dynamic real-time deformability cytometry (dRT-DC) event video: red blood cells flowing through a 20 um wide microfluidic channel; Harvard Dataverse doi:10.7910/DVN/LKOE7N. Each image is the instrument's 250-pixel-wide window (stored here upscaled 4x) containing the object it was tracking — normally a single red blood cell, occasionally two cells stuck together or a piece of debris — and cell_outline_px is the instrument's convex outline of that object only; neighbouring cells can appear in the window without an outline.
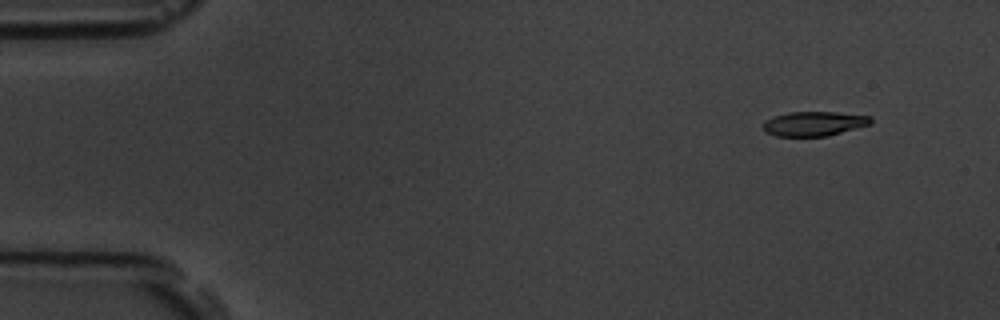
{"species": "common noctule bat (a hibernating species)", "species_latin": "Nyctalus noctula", "temperature_condition": "room temperature", "stored_images_in_passage": 9, "camera_frame_rate_fps": 3000, "um_per_image_px": 0.085, "animal": {"sex": "male", "body_mass_g": 19.5, "forearm_length_mm": 54.6}, "frame": {"image": 1, "passage_image": 1, "time_ms": 0.0, "image_size_px": [1000, 320], "cell_outline_px": [[872, 124], [828, 136], [776, 136], [764, 132], [764, 120], [788, 112], [836, 112], [872, 116]], "centroid_in_image_um": [69.22, 10.51], "position_along_channel_um": 15.8, "area_um2": 15.43}}
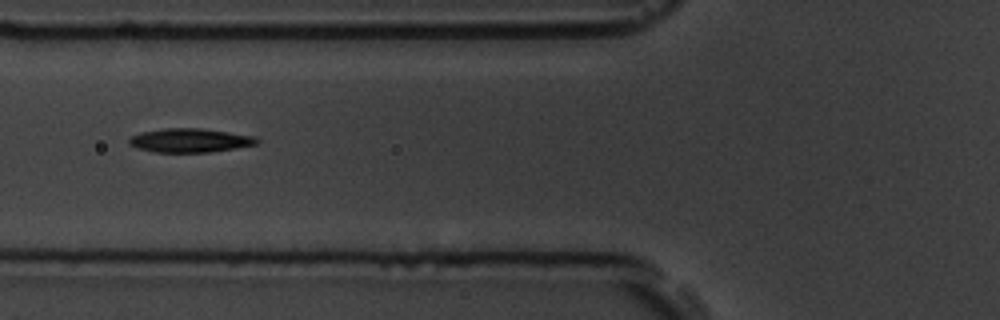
{"frame": {"image": 2, "passage_image": 6, "time_ms": 5.667, "image_size_px": [1000, 320], "cell_outline_px": [[260, 140], [256, 144], [236, 148], [212, 152], [152, 152], [136, 148], [128, 144], [128, 140], [132, 136], [140, 132], [164, 128], [200, 128], [256, 136]], "centroid_in_image_um": [16.13, 11.93], "position_along_channel_um": 109.7, "area_um2": 17.92}}
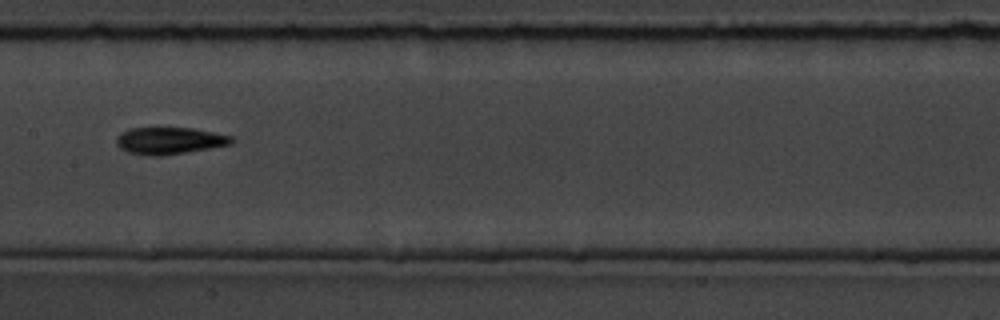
{"frame": {"image": 3, "passage_image": 8, "time_ms": 8.0, "image_size_px": [1000, 320], "cell_outline_px": [[236, 140], [232, 144], [160, 156], [148, 156], [128, 152], [120, 148], [116, 144], [116, 136], [120, 132], [128, 128], [192, 128], [232, 136]], "centroid_in_image_um": [14.37, 11.95], "position_along_channel_um": 193.0, "area_um2": 18.09}}